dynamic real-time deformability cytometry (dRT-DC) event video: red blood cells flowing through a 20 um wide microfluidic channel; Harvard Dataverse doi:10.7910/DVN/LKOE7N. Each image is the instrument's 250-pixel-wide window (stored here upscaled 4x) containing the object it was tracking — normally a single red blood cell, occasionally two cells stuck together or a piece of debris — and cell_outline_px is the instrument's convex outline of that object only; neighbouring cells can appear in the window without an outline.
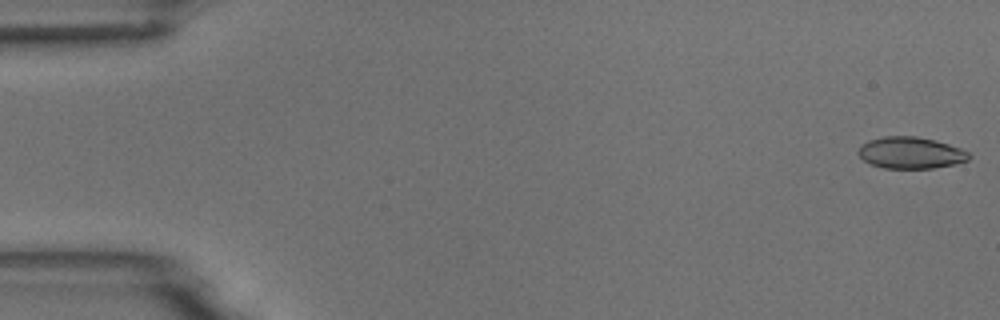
{"species": "common noctule bat (a hibernating species)", "species_latin": "Nyctalus noctula", "temperature_condition": "room temperature", "stored_images_in_passage": 5, "camera_frame_rate_fps": 3000, "um_per_image_px": 0.085, "animal": {"sex": "male", "body_mass_g": 18.8}, "frame": {"image": 1, "passage_image": 1, "time_ms": 0.0, "image_size_px": [1000, 320], "cell_outline_px": [[972, 156], [968, 160], [956, 164], [932, 168], [884, 168], [872, 164], [864, 160], [856, 152], [860, 144], [868, 140], [884, 136], [916, 136], [936, 140], [960, 148], [968, 152]], "centroid_in_image_um": [77.4, 12.98], "position_along_channel_um": 7.6, "area_um2": 20.52}}
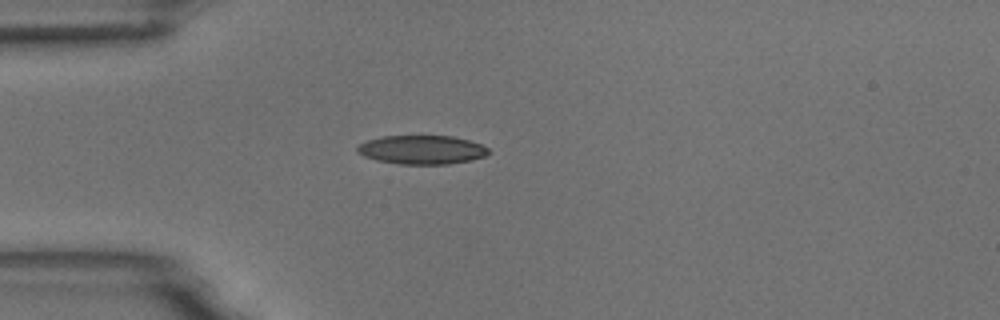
{"frame": {"image": 2, "passage_image": 5, "time_ms": 1.333, "image_size_px": [1000, 320], "cell_outline_px": [[488, 152], [484, 156], [472, 160], [448, 164], [400, 164], [376, 160], [364, 156], [356, 152], [356, 148], [360, 144], [368, 140], [384, 136], [452, 136], [468, 140], [480, 144], [488, 148]], "centroid_in_image_um": [35.84, 12.73], "position_along_channel_um": 49.2, "area_um2": 21.91}}